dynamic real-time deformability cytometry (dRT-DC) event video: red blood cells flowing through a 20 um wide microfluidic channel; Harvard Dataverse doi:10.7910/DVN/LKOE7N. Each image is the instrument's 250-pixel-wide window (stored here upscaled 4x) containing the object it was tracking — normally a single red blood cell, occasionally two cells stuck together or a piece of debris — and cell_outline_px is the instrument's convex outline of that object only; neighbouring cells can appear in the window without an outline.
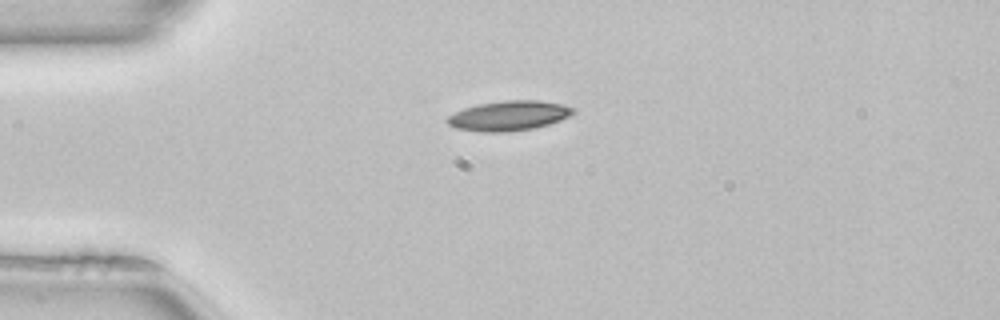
{"species": "common noctule bat (a hibernating species)", "species_latin": "Nyctalus noctula", "temperature_condition": "room temperature", "stored_images_in_passage": 39, "camera_frame_rate_fps": 3000, "um_per_image_px": 0.085, "animal": {"sex": "female", "body_mass_g": 22.7, "forearm_length_mm": 54.2}, "frame": {"image": 1, "passage_image": 1, "time_ms": 0.0, "image_size_px": [1000, 320], "cell_outline_px": [[576, 112], [560, 120], [548, 124], [532, 128], [508, 132], [480, 132], [456, 128], [448, 124], [444, 120], [448, 116], [464, 108], [480, 104], [504, 100], [536, 100], [564, 104], [576, 108]], "centroid_in_image_um": [43.26, 9.83], "position_along_channel_um": 41.7, "area_um2": 21.91}, "authors_computed_cell_mechanics": {"area_um2": 19.941, "velocity_mm_per_s": 4.0255, "shape_relaxation_time_tau1_ms": 6.848, "shape_relaxation_time_tau2_ms": null, "deformation_change_tau1": 0.1374, "deformation_change_tau2": null}}